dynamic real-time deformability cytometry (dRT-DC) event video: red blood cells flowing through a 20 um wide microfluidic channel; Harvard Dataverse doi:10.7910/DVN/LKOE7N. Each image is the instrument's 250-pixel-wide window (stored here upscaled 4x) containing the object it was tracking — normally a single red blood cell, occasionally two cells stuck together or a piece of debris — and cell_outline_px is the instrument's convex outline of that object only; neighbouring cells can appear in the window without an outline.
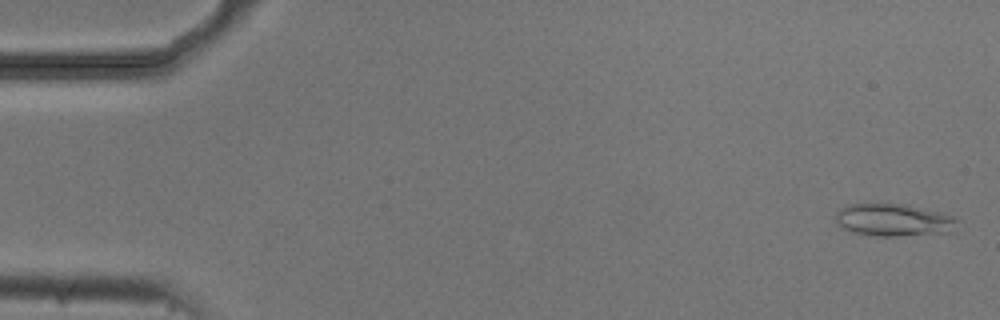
{"species": "common noctule bat (a hibernating species)", "species_latin": "Nyctalus noctula", "temperature_condition": "cold", "stored_images_in_passage": 5, "camera_frame_rate_fps": 3000, "um_per_image_px": 0.085, "animal": {"sex": "male", "body_mass_g": 20.5, "forearm_length_mm": 52.5}, "frame": {"image": 1, "passage_image": 1, "time_ms": 0.0, "image_size_px": [1000, 320], "cell_outline_px": [[960, 220], [956, 232], [896, 236], [876, 236], [852, 232], [844, 228], [836, 220], [836, 212], [844, 204], [904, 204], [956, 216]], "centroid_in_image_um": [76.03, 18.71], "position_along_channel_um": 9.0, "area_um2": 23.24}}